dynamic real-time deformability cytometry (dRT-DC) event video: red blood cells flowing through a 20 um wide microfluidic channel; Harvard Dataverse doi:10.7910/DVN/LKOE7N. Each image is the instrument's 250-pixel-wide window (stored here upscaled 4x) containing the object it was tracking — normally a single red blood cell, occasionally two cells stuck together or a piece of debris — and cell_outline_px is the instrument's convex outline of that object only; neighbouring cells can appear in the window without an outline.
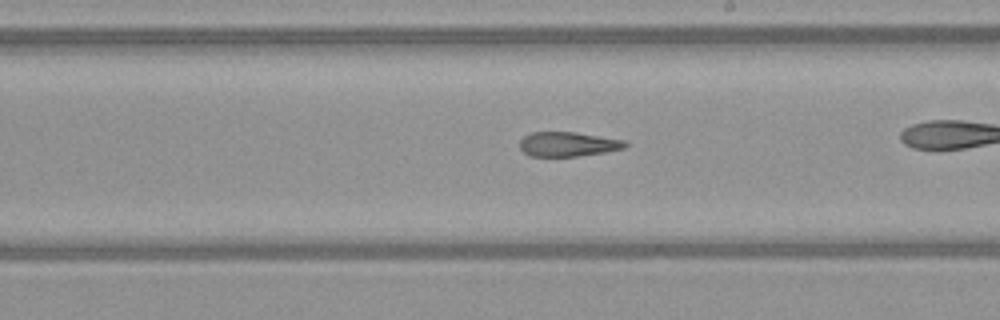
{"species": "common noctule bat (a hibernating species)", "species_latin": "Nyctalus noctula", "temperature_condition": "warm", "stored_images_in_passage": 39, "camera_frame_rate_fps": 3000, "um_per_image_px": 0.085, "animal": {"sex": "female", "body_mass_g": 21.9}, "frame": {"image": 1, "passage_image": 28, "time_ms": 9.0, "image_size_px": [1000, 320], "cell_outline_px": [[628, 144], [624, 148], [604, 152], [576, 156], [528, 156], [520, 148], [520, 140], [524, 136], [532, 132], [576, 132], [624, 140]], "centroid_in_image_um": [48.25, 12.25], "position_along_channel_um": 240.7, "area_um2": 14.97}}
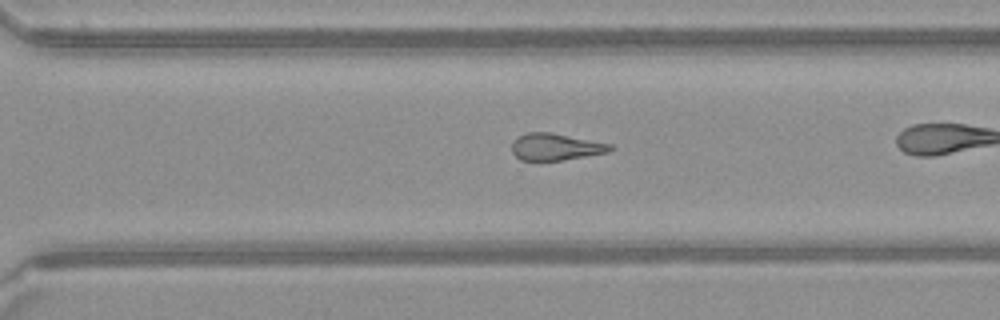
{"frame": {"image": 2, "passage_image": 34, "time_ms": 11.0, "image_size_px": [1000, 320], "cell_outline_px": [[616, 148], [608, 152], [564, 160], [520, 160], [512, 152], [512, 144], [520, 136], [528, 132], [552, 132], [612, 144]], "centroid_in_image_um": [47.28, 12.48], "position_along_channel_um": 323.3, "area_um2": 15.37}}